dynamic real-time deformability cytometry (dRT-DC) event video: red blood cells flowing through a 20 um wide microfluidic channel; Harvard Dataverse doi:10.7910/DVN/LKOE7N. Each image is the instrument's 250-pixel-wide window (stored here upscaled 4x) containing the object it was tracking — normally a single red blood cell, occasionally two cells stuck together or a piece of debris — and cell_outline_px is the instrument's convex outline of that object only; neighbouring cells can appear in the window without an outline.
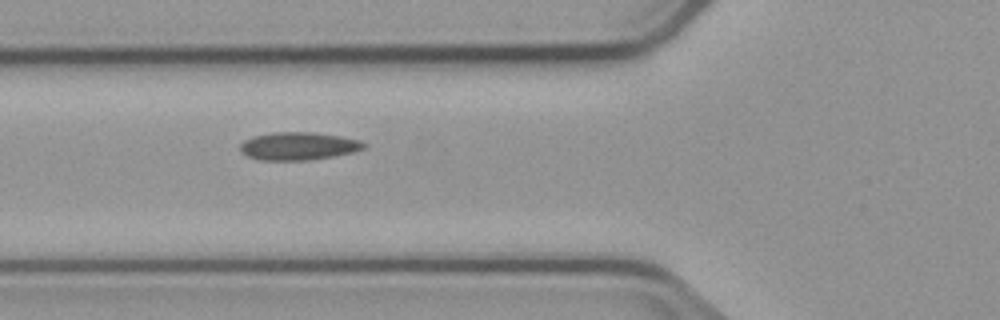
{"species": "common noctule bat (a hibernating species)", "species_latin": "Nyctalus noctula", "temperature_condition": "cold", "stored_images_in_passage": 7, "camera_frame_rate_fps": 3000, "um_per_image_px": 0.085, "animal": {"sex": "male", "body_mass_g": 23.1, "forearm_length_mm": 52.7}, "frame": {"image": 1, "passage_image": 6, "time_ms": 6.667, "image_size_px": [1000, 320], "cell_outline_px": [[364, 148], [352, 152], [332, 156], [308, 160], [260, 160], [248, 156], [240, 152], [240, 144], [244, 140], [252, 136], [272, 132], [312, 132], [340, 136], [360, 140], [364, 144]], "centroid_in_image_um": [25.3, 12.41], "position_along_channel_um": 100.5, "area_um2": 20.0}}
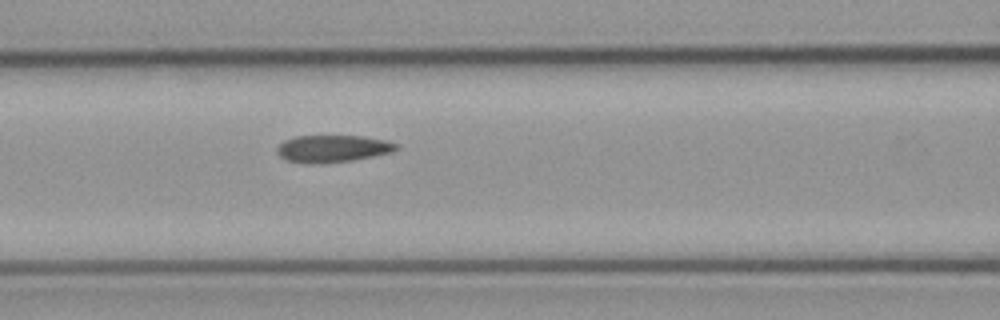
{"frame": {"image": 2, "passage_image": 7, "time_ms": 7.667, "image_size_px": [1000, 320], "cell_outline_px": [[400, 148], [392, 152], [352, 160], [320, 164], [308, 164], [288, 160], [280, 156], [276, 152], [276, 148], [284, 140], [292, 136], [364, 136], [384, 140], [396, 144]], "centroid_in_image_um": [28.24, 12.63], "position_along_channel_um": 138.4, "area_um2": 18.9}}